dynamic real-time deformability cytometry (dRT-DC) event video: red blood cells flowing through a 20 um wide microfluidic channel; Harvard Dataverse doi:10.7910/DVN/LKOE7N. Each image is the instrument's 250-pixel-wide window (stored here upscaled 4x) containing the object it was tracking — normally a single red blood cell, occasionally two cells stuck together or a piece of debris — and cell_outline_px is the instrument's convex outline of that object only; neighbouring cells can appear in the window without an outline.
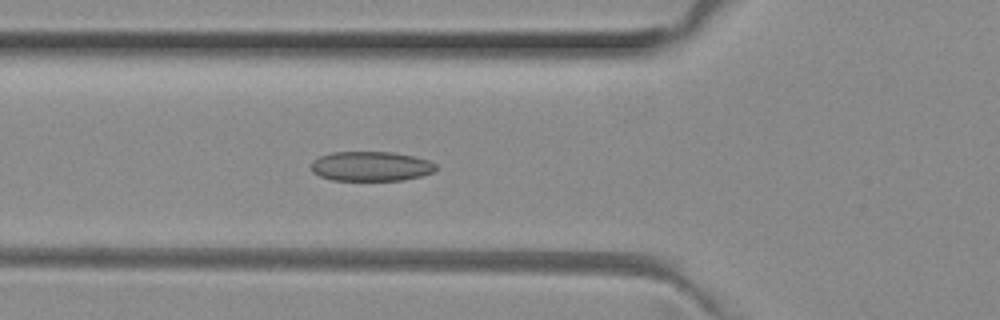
{"species": "common noctule bat (a hibernating species)", "species_latin": "Nyctalus noctula", "temperature_condition": "room temperature", "stored_images_in_passage": 35, "camera_frame_rate_fps": 3000, "um_per_image_px": 0.085, "animal": {"sex": "female", "body_mass_g": 29.2, "forearm_length_mm": 56.3}, "frame": {"image": 1, "passage_image": 3, "time_ms": 0.667, "image_size_px": [1000, 320], "cell_outline_px": [[436, 168], [432, 172], [420, 176], [404, 180], [332, 180], [320, 176], [312, 172], [312, 160], [320, 156], [332, 152], [392, 152], [412, 156], [428, 160], [436, 164]], "centroid_in_image_um": [31.51, 14.13], "position_along_channel_um": 94.3, "area_um2": 21.44}}
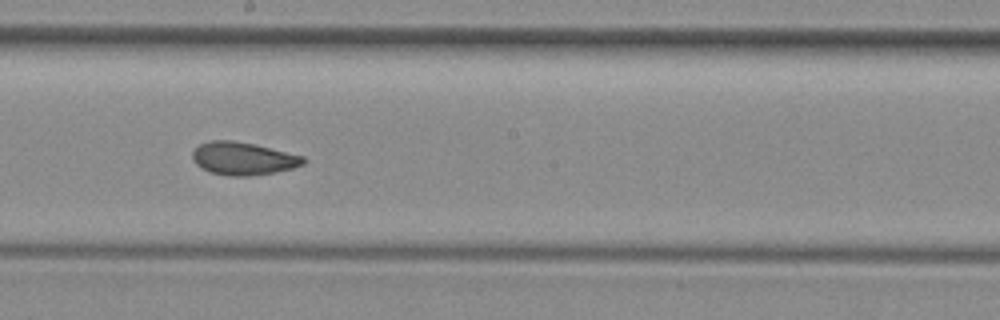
{"frame": {"image": 2, "passage_image": 13, "time_ms": 4.0, "image_size_px": [1000, 320], "cell_outline_px": [[308, 160], [304, 164], [292, 168], [272, 172], [248, 176], [232, 176], [208, 172], [200, 168], [192, 160], [192, 152], [200, 144], [212, 140], [232, 140], [256, 144], [304, 156]], "centroid_in_image_um": [20.66, 13.47], "position_along_channel_um": 227.5, "area_um2": 21.33}}
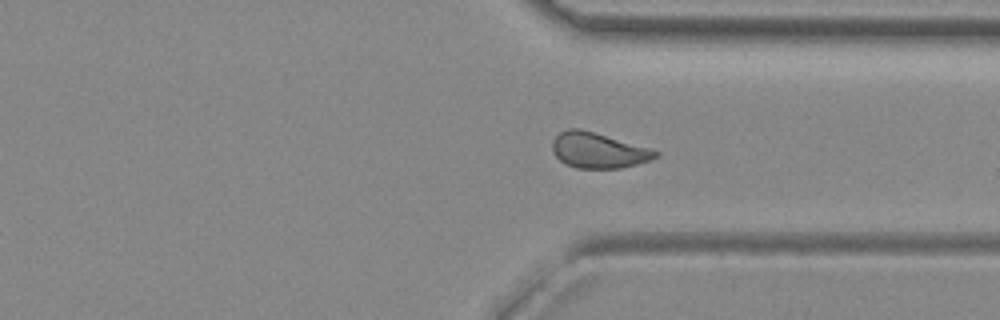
{"frame": {"image": 3, "passage_image": 23, "time_ms": 7.333, "image_size_px": [1000, 320], "cell_outline_px": [[660, 152], [652, 160], [620, 168], [576, 168], [564, 164], [552, 152], [552, 140], [560, 132], [568, 128], [580, 128], [652, 148]], "centroid_in_image_um": [50.85, 12.77], "position_along_channel_um": 360.6, "area_um2": 21.5}, "authors_computed_cell_mechanics": {"area_um2": 21.0392, "velocity_mm_per_s": 3.9906, "shape_relaxation_time_tau1_ms": null, "shape_relaxation_time_tau2_ms": 2.053, "deformation_change_tau1": null, "deformation_change_tau2": 0.0644}}